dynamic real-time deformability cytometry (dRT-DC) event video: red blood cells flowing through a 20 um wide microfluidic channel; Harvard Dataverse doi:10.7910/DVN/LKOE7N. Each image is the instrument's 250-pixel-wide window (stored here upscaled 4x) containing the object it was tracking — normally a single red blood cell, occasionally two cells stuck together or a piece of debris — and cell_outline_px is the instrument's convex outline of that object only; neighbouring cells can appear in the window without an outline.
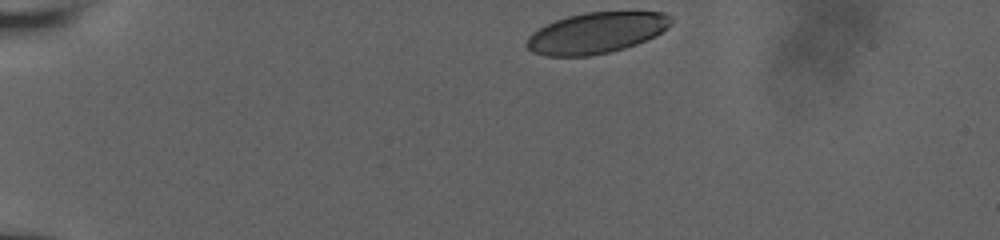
{"species": "human", "species_latin": "Homo sapiens", "temperature_condition": "room temperature", "stored_images_in_passage": 14, "camera_frame_rate_fps": 3000, "um_per_image_px": 0.085, "donor": {"sex": "male"}, "frame": {"image": 1, "passage_image": 1, "time_ms": 0.0, "image_size_px": [1000, 240], "cell_outline_px": [[672, 20], [668, 28], [656, 36], [636, 44], [624, 48], [608, 52], [588, 56], [544, 56], [532, 52], [524, 44], [528, 36], [532, 32], [556, 20], [568, 16], [584, 12], [664, 12], [672, 16]], "centroid_in_image_um": [50.69, 2.8], "position_along_channel_um": 34.3, "area_um2": 34.51}}